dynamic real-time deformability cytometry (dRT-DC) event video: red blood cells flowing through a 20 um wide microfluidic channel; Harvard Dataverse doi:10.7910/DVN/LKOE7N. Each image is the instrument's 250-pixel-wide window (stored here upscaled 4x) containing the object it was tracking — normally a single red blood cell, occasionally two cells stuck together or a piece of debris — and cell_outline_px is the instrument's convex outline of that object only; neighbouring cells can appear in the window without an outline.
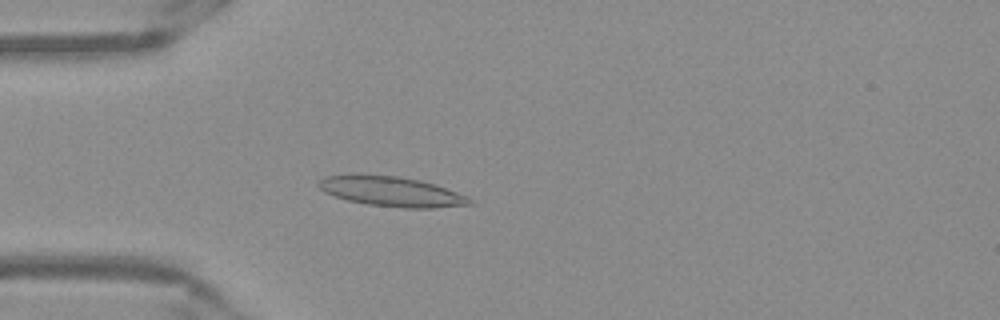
{"species": "Egyptian fruit bat (a non-hibernating species)", "species_latin": "Rousettus aegyptiacus", "temperature_condition": "warm", "stored_images_in_passage": 44, "camera_frame_rate_fps": 3000, "um_per_image_px": 0.085, "frame": {"image": 1, "passage_image": 7, "time_ms": 2.0, "image_size_px": [1000, 320], "cell_outline_px": [[476, 200], [472, 204], [432, 208], [404, 208], [364, 204], [348, 200], [324, 192], [316, 184], [324, 176], [352, 172], [396, 176], [420, 180], [436, 184], [468, 196]], "centroid_in_image_um": [33.25, 16.25], "position_along_channel_um": 51.8, "area_um2": 26.99}}
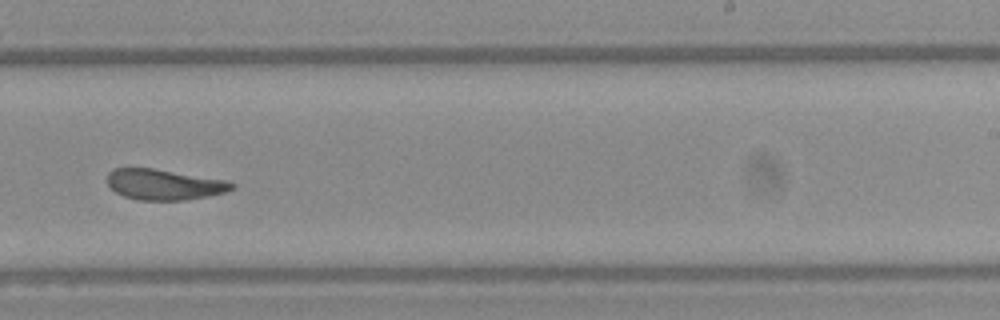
{"frame": {"image": 2, "passage_image": 25, "time_ms": 8.0, "image_size_px": [1000, 320], "cell_outline_px": [[236, 188], [224, 192], [208, 196], [184, 200], [140, 200], [124, 196], [116, 192], [108, 184], [108, 172], [112, 168], [152, 168], [224, 180], [236, 184]], "centroid_in_image_um": [13.94, 15.68], "position_along_channel_um": 275.1, "area_um2": 22.02}}
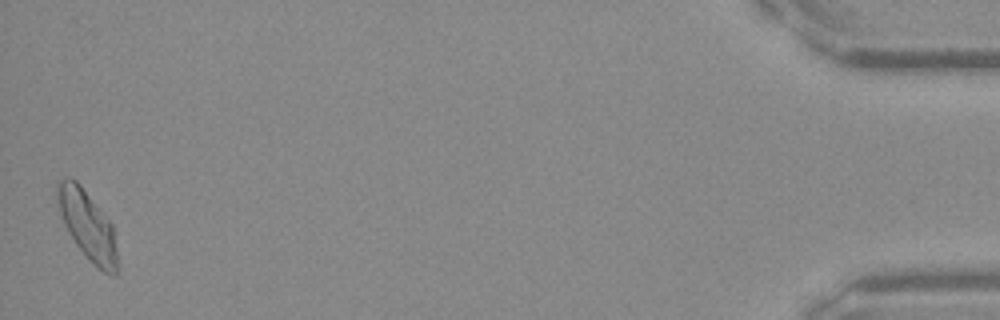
{"frame": {"image": 3, "passage_image": 44, "time_ms": 14.333, "image_size_px": [1000, 320], "cell_outline_px": [[120, 272], [116, 276], [112, 276], [104, 272], [76, 244], [68, 232], [64, 224], [56, 200], [56, 184], [60, 180], [68, 176], [76, 180], [80, 184], [112, 224], [120, 268]], "centroid_in_image_um": [7.45, 19.14], "position_along_channel_um": 427.7, "area_um2": 24.04}, "authors_computed_cell_mechanics": {"area_um2": 23.0333, "velocity_mm_per_s": 3.8696, "shape_relaxation_time_tau1_ms": 8.0893, "shape_relaxation_time_tau2_ms": 2.119, "deformation_change_tau1": 0.2135, "deformation_change_tau2": 0.0907}}